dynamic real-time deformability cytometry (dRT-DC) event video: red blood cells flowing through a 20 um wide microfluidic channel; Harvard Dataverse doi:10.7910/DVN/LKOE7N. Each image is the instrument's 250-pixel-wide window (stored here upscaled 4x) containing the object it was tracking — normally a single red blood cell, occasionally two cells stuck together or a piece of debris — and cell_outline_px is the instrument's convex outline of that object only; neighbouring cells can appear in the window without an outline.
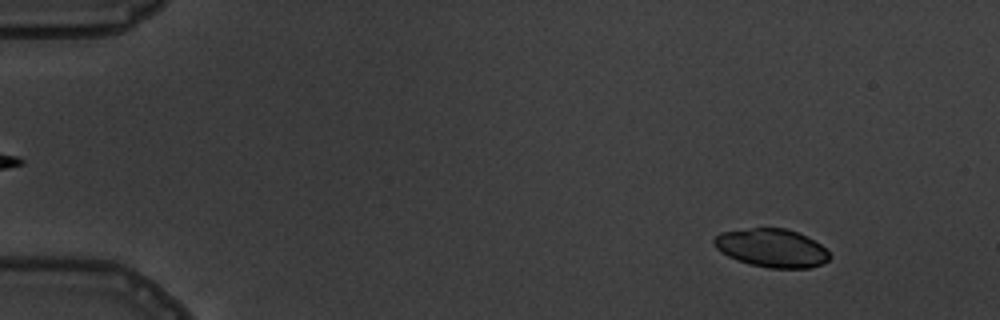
{"species": "common noctule bat (a hibernating species)", "species_latin": "Nyctalus noctula", "temperature_condition": "warm", "stored_images_in_passage": 4, "camera_frame_rate_fps": 3000, "um_per_image_px": 0.085, "animal": {"sex": "male", "body_mass_g": 19.5, "forearm_length_mm": 54.6}, "frame": {"image": 1, "passage_image": 1, "time_ms": 0.0, "image_size_px": [1000, 320], "cell_outline_px": [[832, 256], [828, 260], [820, 264], [808, 268], [768, 268], [752, 264], [728, 256], [720, 252], [716, 248], [712, 240], [720, 232], [752, 228], [784, 228], [808, 236], [820, 244]], "centroid_in_image_um": [65.6, 21.07], "position_along_channel_um": 19.4, "area_um2": 25.66}}
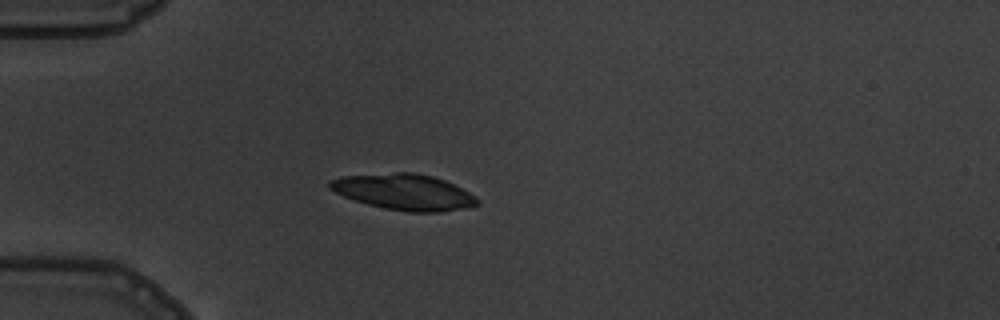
{"frame": {"image": 2, "passage_image": 4, "time_ms": 3.333, "image_size_px": [1000, 320], "cell_outline_px": [[480, 204], [468, 208], [440, 212], [408, 212], [384, 208], [368, 204], [344, 196], [328, 188], [328, 180], [340, 176], [396, 172], [412, 172], [432, 176], [444, 180], [476, 196], [480, 200]], "centroid_in_image_um": [34.35, 16.32], "position_along_channel_um": 50.7, "area_um2": 30.98}}